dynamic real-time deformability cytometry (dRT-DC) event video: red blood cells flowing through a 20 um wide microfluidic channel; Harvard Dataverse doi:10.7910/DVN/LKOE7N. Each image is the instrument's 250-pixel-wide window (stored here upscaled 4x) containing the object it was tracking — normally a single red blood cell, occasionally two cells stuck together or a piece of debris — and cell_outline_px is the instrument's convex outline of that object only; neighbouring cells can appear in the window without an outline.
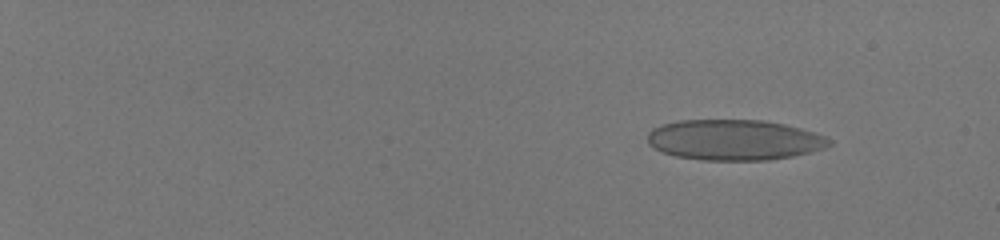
{"species": "human", "species_latin": "Homo sapiens", "temperature_condition": "room temperature", "stored_images_in_passage": 55, "camera_frame_rate_fps": 3000, "um_per_image_px": 0.085, "donor": {"sex": "male"}, "frame": {"image": 1, "passage_image": 8, "time_ms": 2.333, "image_size_px": [1000, 240], "cell_outline_px": [[832, 144], [824, 148], [792, 156], [768, 160], [704, 160], [676, 156], [652, 148], [648, 144], [648, 132], [652, 128], [660, 124], [680, 120], [764, 120], [784, 124], [816, 132], [828, 136], [832, 140]], "centroid_in_image_um": [62.41, 11.88], "position_along_channel_um": 22.6, "area_um2": 43.18}}
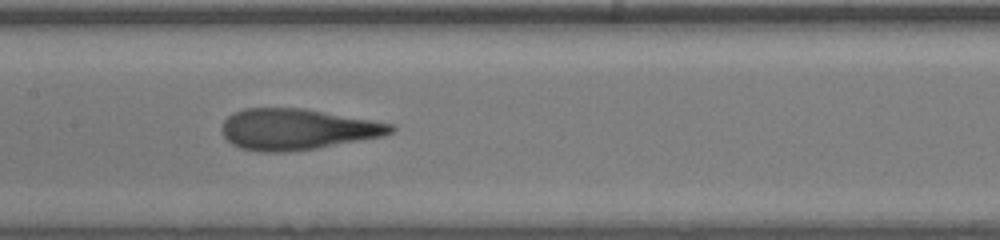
{"frame": {"image": 2, "passage_image": 35, "time_ms": 11.333, "image_size_px": [1000, 240], "cell_outline_px": [[396, 128], [392, 132], [384, 136], [316, 148], [284, 152], [264, 152], [240, 148], [232, 144], [224, 136], [220, 128], [224, 120], [232, 112], [244, 108], [304, 108], [372, 120], [392, 124]], "centroid_in_image_um": [25.23, 10.98], "position_along_channel_um": 182.2, "area_um2": 40.34}}
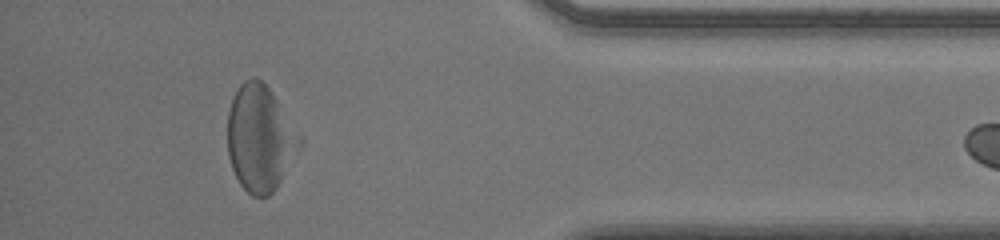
{"frame": {"image": 3, "passage_image": 54, "time_ms": 17.667, "image_size_px": [1000, 240], "cell_outline_px": [[304, 140], [276, 188], [268, 196], [252, 196], [240, 184], [232, 168], [228, 156], [228, 112], [232, 100], [240, 84], [244, 80], [252, 76], [256, 76], [268, 88]], "centroid_in_image_um": [22.09, 11.75], "position_along_channel_um": 413.1, "area_um2": 44.04}}